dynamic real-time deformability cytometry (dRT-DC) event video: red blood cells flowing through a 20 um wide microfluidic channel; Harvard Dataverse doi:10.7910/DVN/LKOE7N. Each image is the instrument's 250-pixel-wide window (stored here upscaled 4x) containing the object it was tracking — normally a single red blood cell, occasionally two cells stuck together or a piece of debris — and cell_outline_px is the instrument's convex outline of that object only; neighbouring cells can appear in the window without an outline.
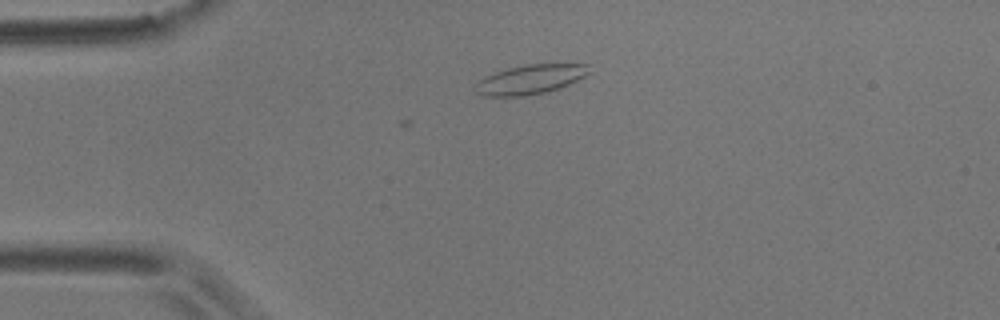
{"species": "common noctule bat (a hibernating species)", "species_latin": "Nyctalus noctula", "temperature_condition": "room temperature", "stored_images_in_passage": 27, "camera_frame_rate_fps": 3000, "um_per_image_px": 0.085, "animal": {"sex": "male", "body_mass_g": 17.9}, "frame": {"image": 1, "passage_image": 1, "time_ms": 0.0, "image_size_px": [1000, 320], "cell_outline_px": [[592, 72], [560, 88], [544, 92], [524, 96], [480, 96], [476, 92], [476, 84], [484, 76], [508, 68], [524, 64], [588, 64]], "centroid_in_image_um": [45.07, 6.74], "position_along_channel_um": 39.9, "area_um2": 19.42}}
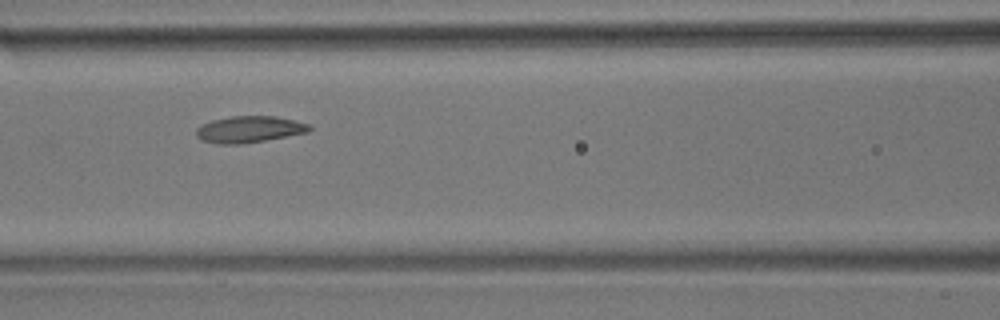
{"frame": {"image": 2, "passage_image": 12, "time_ms": 3.667, "image_size_px": [1000, 320], "cell_outline_px": [[312, 128], [308, 132], [264, 140], [240, 144], [216, 144], [200, 140], [196, 136], [196, 128], [200, 124], [212, 120], [232, 116], [276, 116], [312, 124]], "centroid_in_image_um": [21.16, 10.99], "position_along_channel_um": 145.4, "area_um2": 17.63}}
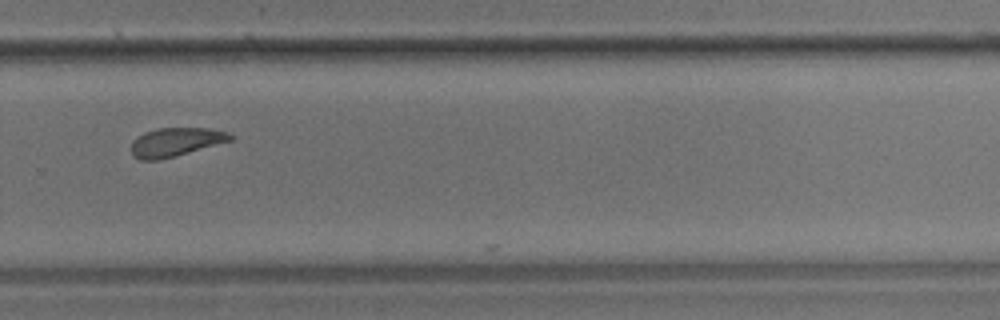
{"frame": {"image": 3, "passage_image": 26, "time_ms": 8.333, "image_size_px": [1000, 320], "cell_outline_px": [[232, 140], [160, 160], [140, 160], [132, 156], [132, 140], [144, 132], [156, 128], [208, 128], [228, 132], [232, 136]], "centroid_in_image_um": [14.89, 12.07], "position_along_channel_um": 314.9, "area_um2": 16.47}}